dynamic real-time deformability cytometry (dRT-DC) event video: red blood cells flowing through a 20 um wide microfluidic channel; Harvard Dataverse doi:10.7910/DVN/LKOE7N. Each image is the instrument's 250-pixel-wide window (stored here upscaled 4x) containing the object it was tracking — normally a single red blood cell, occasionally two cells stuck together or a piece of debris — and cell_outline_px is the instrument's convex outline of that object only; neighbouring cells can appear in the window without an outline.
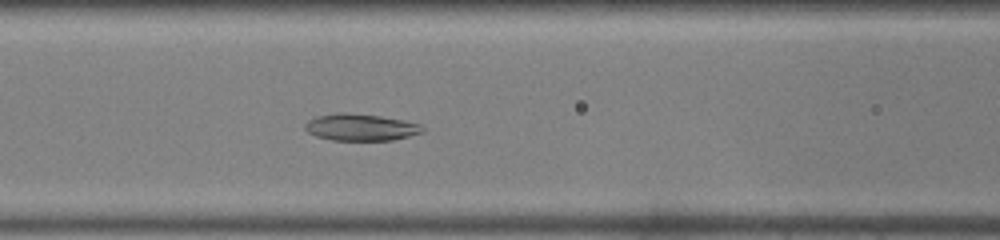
{"species": "common noctule bat (a hibernating species)", "species_latin": "Nyctalus noctula", "temperature_condition": "warm", "stored_images_in_passage": 43, "camera_frame_rate_fps": 3000, "um_per_image_px": 0.085, "animal": {"sex": "male", "body_mass_g": 19.0, "forearm_length_mm": 50.8}, "frame": {"image": 1, "passage_image": 17, "time_ms": 5.333, "image_size_px": [1000, 240], "cell_outline_px": [[424, 132], [392, 140], [332, 140], [316, 136], [308, 132], [304, 128], [304, 124], [308, 120], [316, 116], [336, 112], [344, 112], [380, 116], [404, 120], [420, 124], [424, 128]], "centroid_in_image_um": [30.64, 10.81], "position_along_channel_um": 136.0, "area_um2": 18.44}}
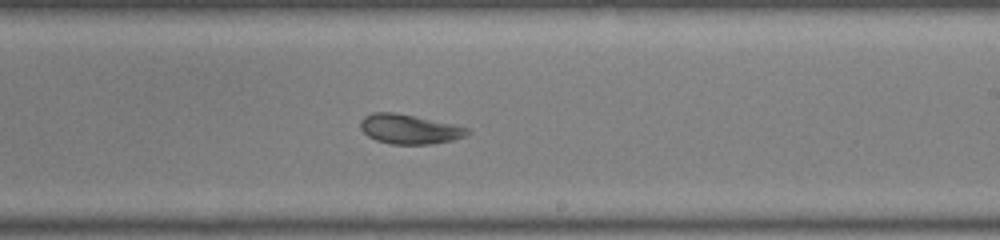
{"frame": {"image": 2, "passage_image": 25, "time_ms": 8.0, "image_size_px": [1000, 240], "cell_outline_px": [[472, 132], [464, 136], [452, 140], [428, 144], [392, 144], [376, 140], [368, 136], [360, 128], [360, 120], [364, 116], [372, 112], [392, 112], [452, 124], [468, 128]], "centroid_in_image_um": [34.76, 10.98], "position_along_channel_um": 254.2, "area_um2": 18.15}}
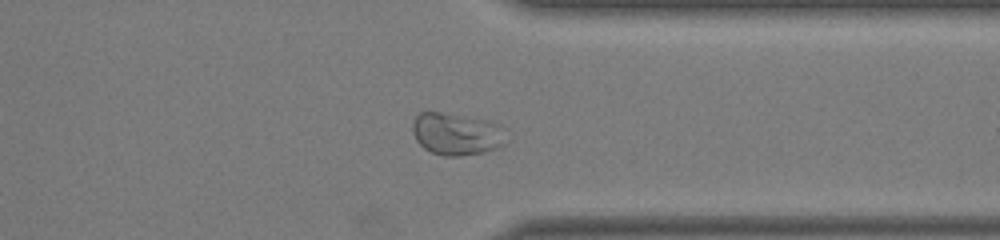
{"frame": {"image": 3, "passage_image": 33, "time_ms": 10.667, "image_size_px": [1000, 240], "cell_outline_px": [[508, 140], [500, 148], [484, 152], [460, 156], [444, 156], [432, 152], [424, 148], [416, 140], [412, 132], [412, 124], [416, 116], [420, 112], [440, 112], [464, 116], [484, 120], [500, 124], [508, 128]], "centroid_in_image_um": [38.88, 11.39], "position_along_channel_um": 372.5, "area_um2": 23.52}}